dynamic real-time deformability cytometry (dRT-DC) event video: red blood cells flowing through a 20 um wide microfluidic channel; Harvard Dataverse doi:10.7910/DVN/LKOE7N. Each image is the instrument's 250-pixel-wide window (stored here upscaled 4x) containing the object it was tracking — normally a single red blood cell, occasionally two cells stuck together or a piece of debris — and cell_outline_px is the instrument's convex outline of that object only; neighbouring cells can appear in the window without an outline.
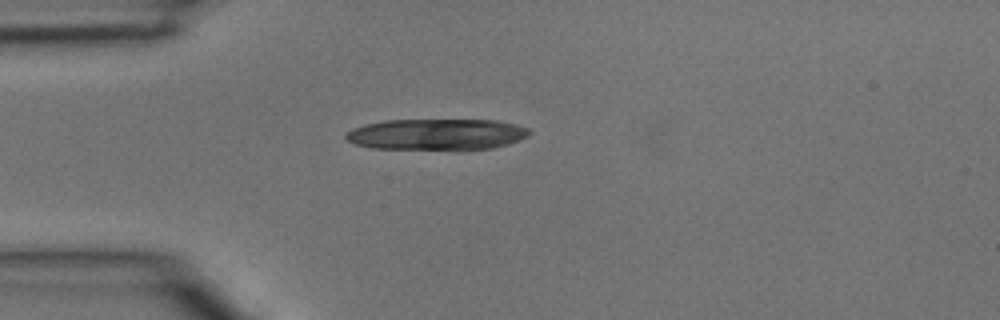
{"species": "common noctule bat (a hibernating species)", "species_latin": "Nyctalus noctula", "temperature_condition": "room temperature", "stored_images_in_passage": 1, "camera_frame_rate_fps": 3000, "um_per_image_px": 0.085, "animal": {"sex": "male", "body_mass_g": 15.6}, "frame": {"image": 1, "passage_image": 1, "time_ms": 0.0, "image_size_px": [1000, 320], "cell_outline_px": [[532, 132], [528, 136], [520, 140], [508, 144], [492, 148], [372, 148], [356, 144], [348, 140], [344, 136], [344, 132], [352, 128], [384, 120], [496, 120], [516, 124], [528, 128]], "centroid_in_image_um": [37.13, 11.39], "position_along_channel_um": 47.9, "area_um2": 32.83}}